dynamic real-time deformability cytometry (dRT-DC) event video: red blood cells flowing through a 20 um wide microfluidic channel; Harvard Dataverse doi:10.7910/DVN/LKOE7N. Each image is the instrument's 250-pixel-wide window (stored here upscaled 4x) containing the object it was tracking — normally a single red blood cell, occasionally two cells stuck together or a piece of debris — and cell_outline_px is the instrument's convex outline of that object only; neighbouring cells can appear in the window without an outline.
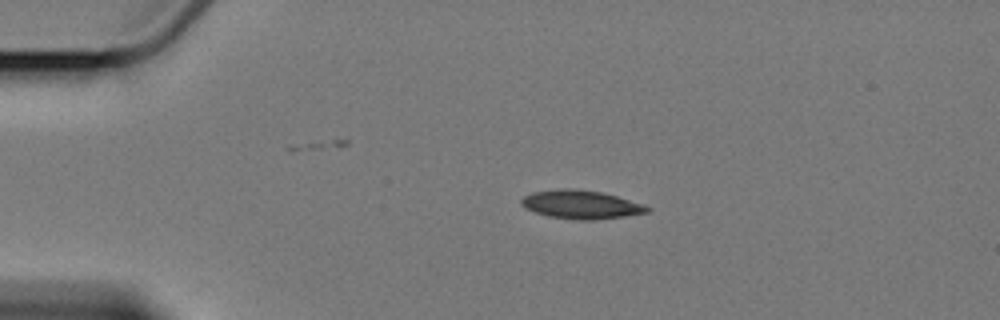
{"species": "Egyptian fruit bat (a non-hibernating species)", "species_latin": "Rousettus aegyptiacus", "temperature_condition": "cold", "stored_images_in_passage": 9, "camera_frame_rate_fps": 3000, "um_per_image_px": 0.085, "animal": {"sex": "female"}, "frame": {"image": 1, "passage_image": 1, "time_ms": 0.0, "image_size_px": [1000, 320], "cell_outline_px": [[652, 208], [648, 212], [624, 216], [592, 220], [580, 220], [548, 216], [524, 208], [520, 204], [520, 200], [524, 196], [532, 192], [564, 188], [568, 188], [600, 192], [616, 196], [644, 204]], "centroid_in_image_um": [49.37, 17.39], "position_along_channel_um": 35.6, "area_um2": 20.75}}
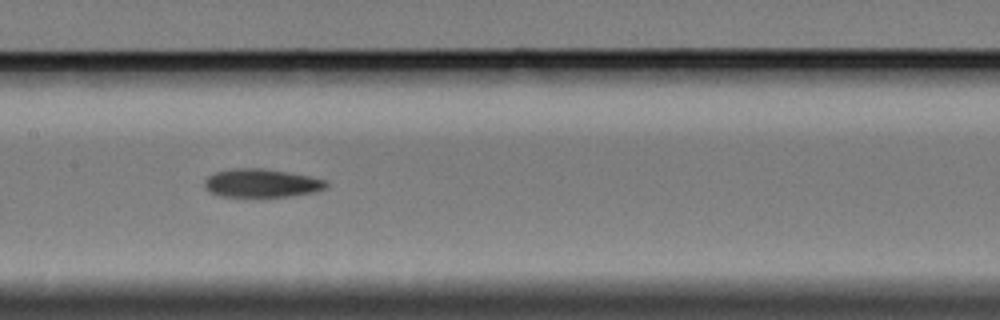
{"frame": {"image": 2, "passage_image": 6, "time_ms": 5.667, "image_size_px": [1000, 320], "cell_outline_px": [[328, 184], [324, 188], [316, 192], [288, 196], [220, 196], [212, 192], [204, 184], [204, 180], [212, 172], [232, 168], [264, 168], [288, 172], [328, 180]], "centroid_in_image_um": [22.23, 15.54], "position_along_channel_um": 185.2, "area_um2": 20.06}}
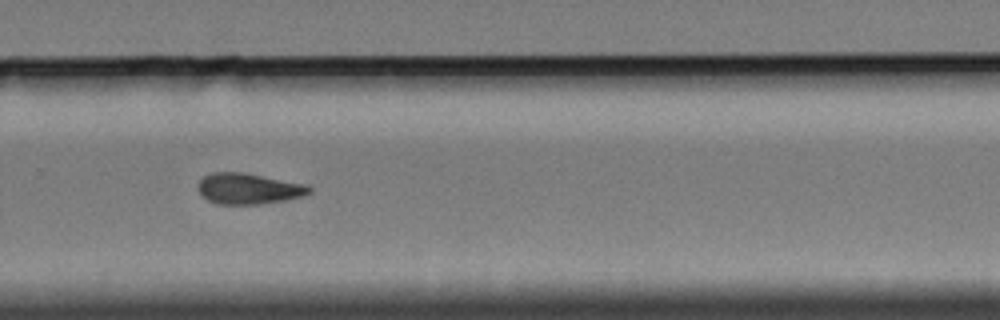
{"frame": {"image": 3, "passage_image": 9, "time_ms": 9.333, "image_size_px": [1000, 320], "cell_outline_px": [[312, 192], [304, 196], [284, 200], [260, 204], [216, 204], [208, 200], [196, 188], [200, 180], [204, 176], [212, 172], [248, 172], [304, 184], [312, 188]], "centroid_in_image_um": [21.13, 16.02], "position_along_channel_um": 308.7, "area_um2": 20.17}}